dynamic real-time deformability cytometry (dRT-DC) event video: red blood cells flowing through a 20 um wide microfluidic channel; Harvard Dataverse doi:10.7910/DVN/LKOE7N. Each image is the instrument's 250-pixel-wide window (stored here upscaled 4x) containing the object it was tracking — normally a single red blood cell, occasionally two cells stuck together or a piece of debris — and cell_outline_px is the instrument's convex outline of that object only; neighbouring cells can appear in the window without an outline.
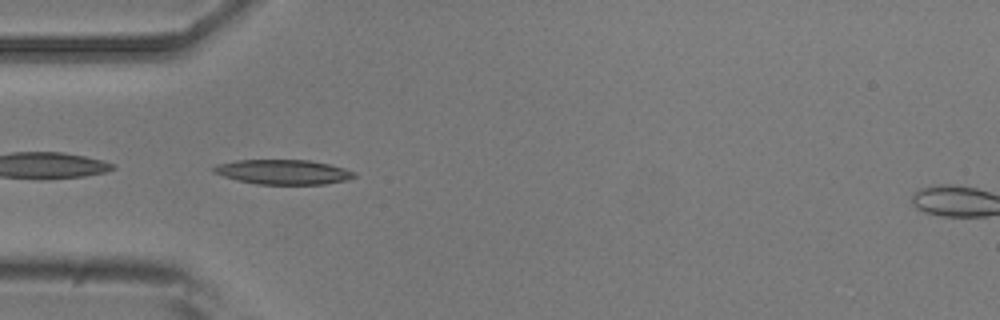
{"species": "common noctule bat (a hibernating species)", "species_latin": "Nyctalus noctula", "temperature_condition": "room temperature", "stored_images_in_passage": 51, "camera_frame_rate_fps": 3000, "um_per_image_px": 0.085, "animal": {"sex": "male", "body_mass_g": 20.5, "forearm_length_mm": 52.5}, "frame": {"image": 1, "passage_image": 15, "time_ms": 4.667, "image_size_px": [1000, 320], "cell_outline_px": [[356, 176], [348, 180], [324, 184], [256, 184], [236, 180], [212, 172], [212, 168], [216, 164], [236, 160], [308, 160], [328, 164], [344, 168], [356, 172]], "centroid_in_image_um": [24.05, 14.62], "position_along_channel_um": 60.9, "area_um2": 20.29}}
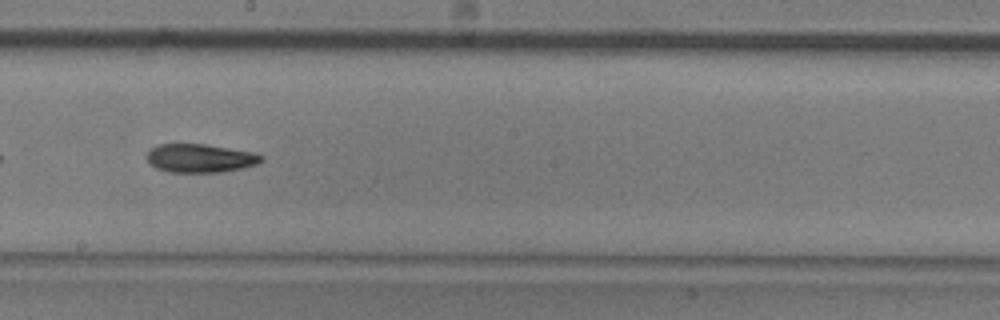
{"frame": {"image": 2, "passage_image": 28, "time_ms": 9.0, "image_size_px": [1000, 320], "cell_outline_px": [[264, 160], [256, 164], [240, 168], [220, 172], [168, 172], [156, 168], [148, 160], [148, 152], [156, 144], [204, 144], [252, 152], [264, 156]], "centroid_in_image_um": [17.01, 13.44], "position_along_channel_um": 231.2, "area_um2": 18.79}}
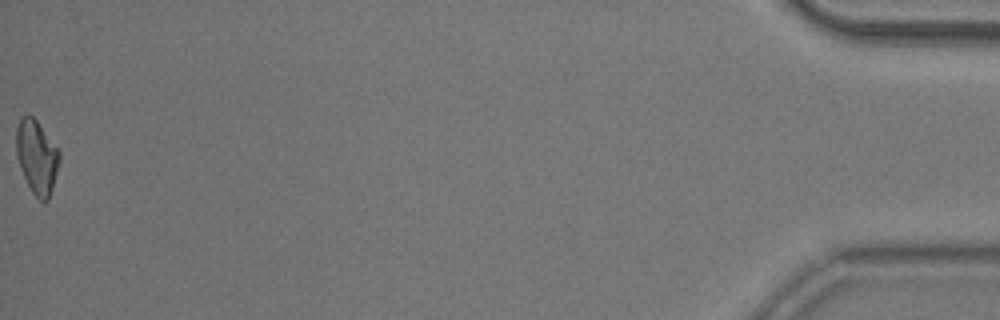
{"frame": {"image": 3, "passage_image": 51, "time_ms": 16.667, "image_size_px": [1000, 320], "cell_outline_px": [[60, 160], [52, 188], [48, 200], [40, 200], [32, 192], [20, 168], [16, 156], [16, 128], [20, 116], [28, 112], [36, 120], [60, 152]], "centroid_in_image_um": [3.1, 13.29], "position_along_channel_um": 432.1, "area_um2": 18.44}, "authors_computed_cell_mechanics": {"area_um2": 19.1896, "velocity_mm_per_s": 3.9467, "shape_relaxation_time_tau1_ms": 7.3809, "shape_relaxation_time_tau2_ms": null, "deformation_change_tau1": 0.2046, "deformation_change_tau2": null}}